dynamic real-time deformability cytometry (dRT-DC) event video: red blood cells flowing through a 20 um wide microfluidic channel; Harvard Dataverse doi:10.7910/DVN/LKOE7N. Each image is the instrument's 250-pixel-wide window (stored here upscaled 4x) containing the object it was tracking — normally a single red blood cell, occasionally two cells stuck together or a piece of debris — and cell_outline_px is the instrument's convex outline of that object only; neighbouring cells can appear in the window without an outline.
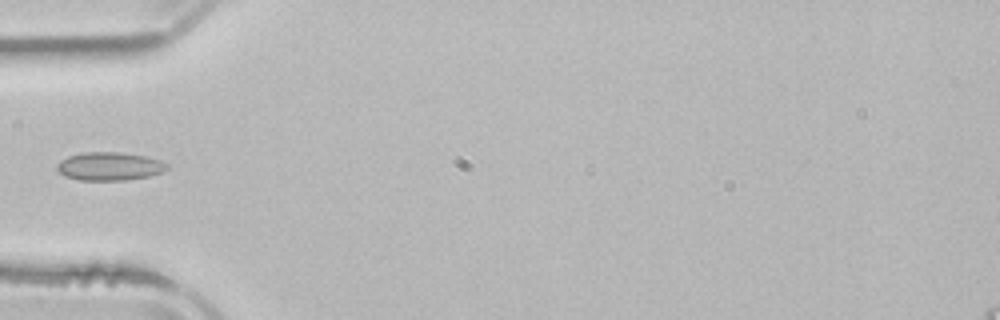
{"species": "common noctule bat (a hibernating species)", "species_latin": "Nyctalus noctula", "temperature_condition": "room temperature", "stored_images_in_passage": 4, "camera_frame_rate_fps": 3000, "um_per_image_px": 0.085, "animal": {"sex": "male", "body_mass_g": 21.5, "forearm_length_mm": 52.0}, "frame": {"image": 1, "passage_image": 4, "time_ms": 4.333, "image_size_px": [1000, 320], "cell_outline_px": [[168, 168], [164, 172], [148, 176], [124, 180], [80, 180], [64, 176], [56, 168], [56, 164], [60, 160], [68, 156], [84, 152], [120, 152], [144, 156], [160, 160], [168, 164]], "centroid_in_image_um": [9.3, 14.13], "position_along_channel_um": 75.7, "area_um2": 18.15}}